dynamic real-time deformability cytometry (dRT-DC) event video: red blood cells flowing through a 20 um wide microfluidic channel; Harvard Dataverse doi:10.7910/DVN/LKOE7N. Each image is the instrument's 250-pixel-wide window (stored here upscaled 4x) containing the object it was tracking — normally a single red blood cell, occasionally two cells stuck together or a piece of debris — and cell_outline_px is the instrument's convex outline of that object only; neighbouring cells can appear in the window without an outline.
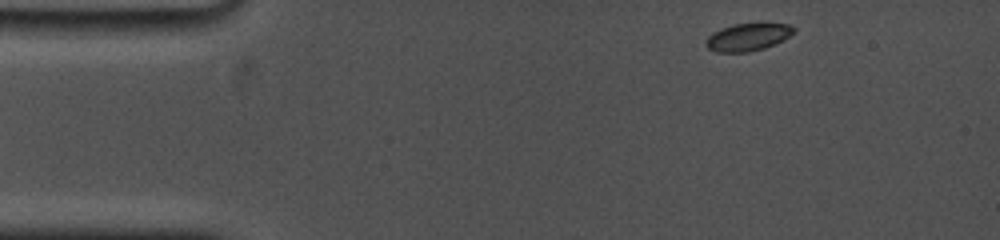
{"species": "common noctule bat (a hibernating species)", "species_latin": "Nyctalus noctula", "temperature_condition": "cold", "stored_images_in_passage": 32, "camera_frame_rate_fps": 5000, "um_per_image_px": 0.085, "animal": {"sex": "female", "body_mass_g": 19.0, "forearm_length_mm": 53.3}, "frame": {"image": 1, "passage_image": 1, "time_ms": 0.0, "image_size_px": [1000, 240], "cell_outline_px": [[796, 32], [764, 48], [748, 52], [716, 52], [708, 48], [704, 44], [704, 40], [712, 32], [720, 28], [732, 24], [788, 24], [796, 28]], "centroid_in_image_um": [63.49, 3.15], "position_along_channel_um": 21.5, "area_um2": 13.99}}
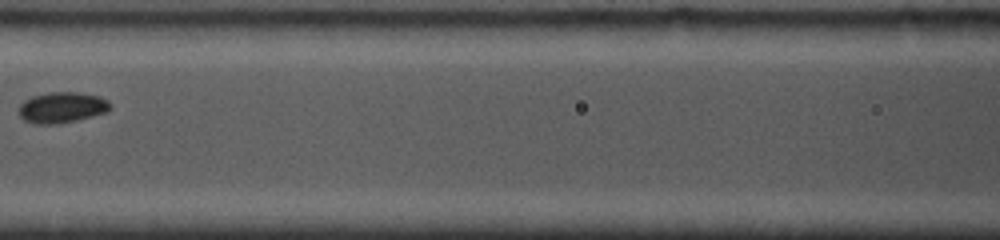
{"frame": {"image": 2, "passage_image": 14, "time_ms": 5.8, "image_size_px": [1000, 240], "cell_outline_px": [[112, 108], [108, 112], [76, 120], [56, 124], [36, 124], [24, 120], [20, 116], [20, 104], [24, 100], [32, 96], [52, 92], [76, 92], [100, 96], [108, 100], [112, 104]], "centroid_in_image_um": [5.31, 9.13], "position_along_channel_um": 161.3, "area_um2": 16.47}}
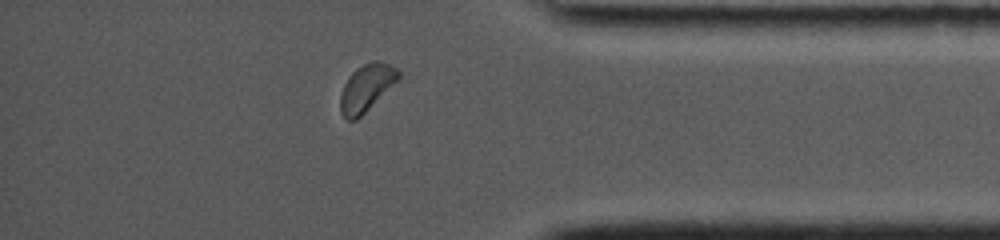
{"frame": {"image": 3, "passage_image": 28, "time_ms": 12.6, "image_size_px": [1000, 240], "cell_outline_px": [[400, 76], [356, 120], [348, 120], [340, 112], [340, 96], [344, 84], [348, 76], [356, 68], [364, 64], [376, 60], [380, 60], [396, 68], [400, 72]], "centroid_in_image_um": [31.1, 7.44], "position_along_channel_um": 404.1, "area_um2": 15.37}}